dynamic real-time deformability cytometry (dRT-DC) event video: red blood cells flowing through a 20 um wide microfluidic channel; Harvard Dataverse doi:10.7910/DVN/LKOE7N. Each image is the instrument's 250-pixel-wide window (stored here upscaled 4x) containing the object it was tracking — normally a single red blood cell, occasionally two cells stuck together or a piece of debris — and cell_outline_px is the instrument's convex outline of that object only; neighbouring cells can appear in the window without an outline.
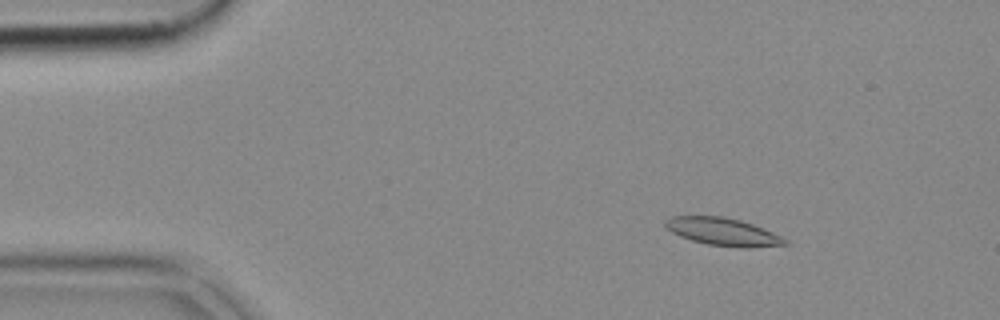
{"species": "common noctule bat (a hibernating species)", "species_latin": "Nyctalus noctula", "temperature_condition": "cold", "stored_images_in_passage": 14, "camera_frame_rate_fps": 3000, "um_per_image_px": 0.085, "animal": {"sex": "female", "body_mass_g": 18.4}, "frame": {"image": 1, "passage_image": 7, "time_ms": 2.0, "image_size_px": [1000, 320], "cell_outline_px": [[792, 244], [748, 248], [740, 248], [708, 244], [692, 240], [680, 236], [664, 228], [664, 220], [672, 216], [724, 216], [740, 220], [752, 224], [772, 232], [788, 240]], "centroid_in_image_um": [61.45, 19.7], "position_along_channel_um": 23.6, "area_um2": 19.42}}